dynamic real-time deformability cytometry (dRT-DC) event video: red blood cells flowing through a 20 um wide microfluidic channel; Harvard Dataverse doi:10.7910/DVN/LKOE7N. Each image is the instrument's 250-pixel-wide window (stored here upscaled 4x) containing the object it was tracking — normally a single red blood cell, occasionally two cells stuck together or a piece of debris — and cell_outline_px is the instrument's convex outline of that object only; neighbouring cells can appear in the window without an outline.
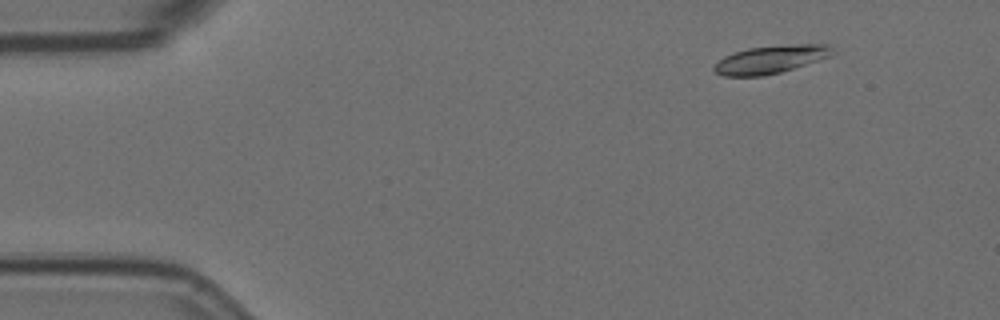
{"species": "Egyptian fruit bat (a non-hibernating species)", "species_latin": "Rousettus aegyptiacus", "temperature_condition": "room temperature", "stored_images_in_passage": 3, "camera_frame_rate_fps": 3000, "um_per_image_px": 0.085, "animal": {"sex": "female"}, "frame": {"image": 1, "passage_image": 1, "time_ms": 0.0, "image_size_px": [1000, 320], "cell_outline_px": [[836, 52], [832, 56], [780, 72], [764, 76], [724, 76], [716, 72], [712, 68], [724, 56], [748, 48], [792, 44], [828, 44]], "centroid_in_image_um": [65.55, 5.04], "position_along_channel_um": 19.5, "area_um2": 19.19}}